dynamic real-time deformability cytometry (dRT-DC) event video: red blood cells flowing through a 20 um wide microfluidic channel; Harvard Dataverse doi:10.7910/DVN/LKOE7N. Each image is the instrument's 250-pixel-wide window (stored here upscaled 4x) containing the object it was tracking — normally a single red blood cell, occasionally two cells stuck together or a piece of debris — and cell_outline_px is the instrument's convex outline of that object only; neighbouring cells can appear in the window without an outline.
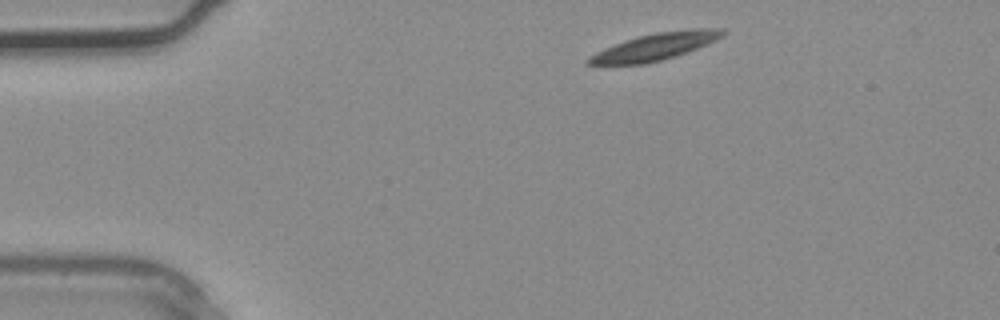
{"species": "common noctule bat (a hibernating species)", "species_latin": "Nyctalus noctula", "temperature_condition": "warm", "stored_images_in_passage": 3, "segment_of_instrument_passage": [1, 2], "camera_frame_rate_fps": 3000, "um_per_image_px": 0.085, "animal": {"sex": "male", "body_mass_g": 20.4}, "frame": {"image": 1, "passage_image": 1, "time_ms": 0.0, "image_size_px": [1000, 320], "cell_outline_px": [[728, 32], [724, 36], [708, 44], [676, 56], [644, 64], [584, 64], [584, 60], [596, 52], [604, 48], [624, 40], [656, 32], [692, 28], [724, 28]], "centroid_in_image_um": [55.74, 3.94], "position_along_channel_um": 29.3, "area_um2": 21.21}}